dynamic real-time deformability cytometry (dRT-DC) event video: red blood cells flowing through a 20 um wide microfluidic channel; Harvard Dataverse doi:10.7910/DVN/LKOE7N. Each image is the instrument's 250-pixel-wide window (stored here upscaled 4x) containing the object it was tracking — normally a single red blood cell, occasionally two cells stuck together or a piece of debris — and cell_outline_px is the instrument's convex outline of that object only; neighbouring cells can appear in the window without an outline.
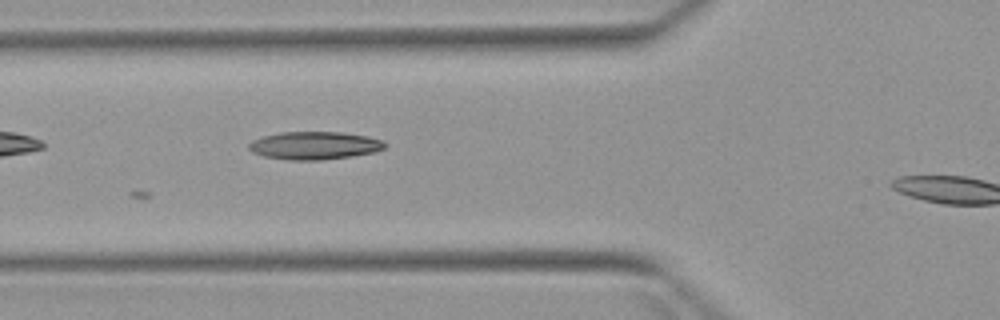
{"species": "Egyptian fruit bat (a non-hibernating species)", "species_latin": "Rousettus aegyptiacus", "temperature_condition": "warm", "stored_images_in_passage": 6, "segment_of_instrument_passage": [1, 2], "camera_frame_rate_fps": 3000, "um_per_image_px": 0.085, "animal": {"sex": "female"}, "frame": {"image": 1, "passage_image": 5, "time_ms": 4.667, "image_size_px": [1000, 320], "cell_outline_px": [[388, 144], [384, 148], [376, 152], [352, 156], [320, 160], [288, 160], [264, 156], [252, 152], [248, 148], [248, 144], [252, 140], [264, 136], [280, 132], [344, 132], [368, 136], [384, 140]], "centroid_in_image_um": [26.77, 12.36], "position_along_channel_um": 99.0, "area_um2": 22.31}}